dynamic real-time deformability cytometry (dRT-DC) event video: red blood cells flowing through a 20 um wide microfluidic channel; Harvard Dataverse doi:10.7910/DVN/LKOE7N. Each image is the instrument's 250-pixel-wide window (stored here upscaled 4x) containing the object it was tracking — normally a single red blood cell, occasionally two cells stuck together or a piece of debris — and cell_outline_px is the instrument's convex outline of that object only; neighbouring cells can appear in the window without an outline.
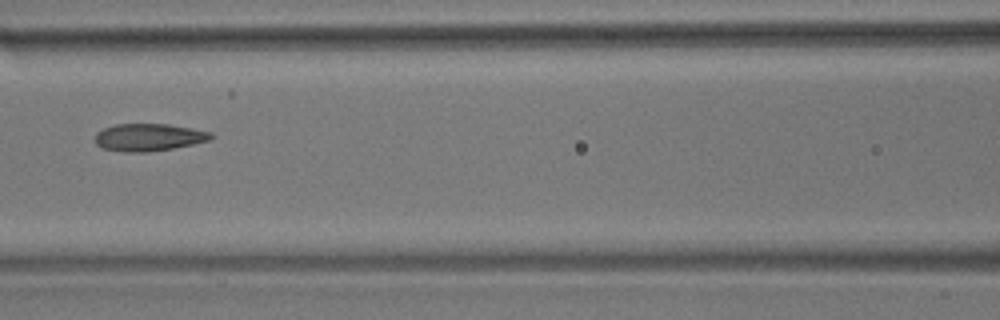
{"species": "common noctule bat (a hibernating species)", "species_latin": "Nyctalus noctula", "temperature_condition": "room temperature", "stored_images_in_passage": 7, "camera_frame_rate_fps": 3000, "um_per_image_px": 0.085, "animal": {"sex": "male", "body_mass_g": 17.9}, "frame": {"image": 1, "passage_image": 5, "time_ms": 1.333, "image_size_px": [1000, 320], "cell_outline_px": [[216, 136], [208, 140], [192, 144], [172, 148], [148, 152], [124, 152], [100, 148], [96, 144], [96, 132], [104, 128], [116, 124], [168, 124], [192, 128], [212, 132]], "centroid_in_image_um": [12.64, 11.67], "position_along_channel_um": 154.0, "area_um2": 18.55}}
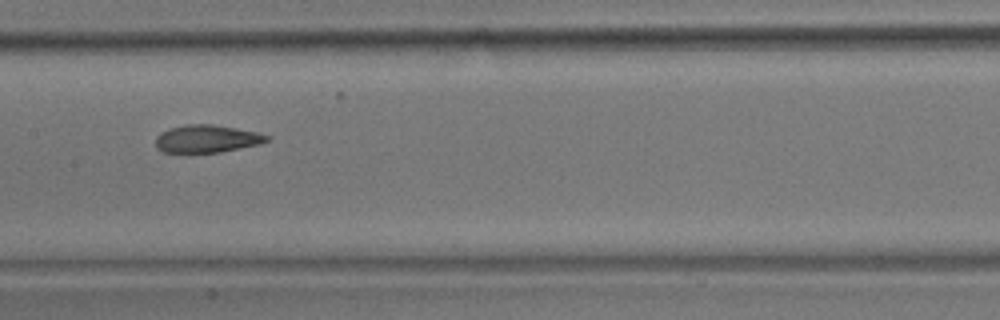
{"frame": {"image": 2, "passage_image": 6, "time_ms": 1.667, "image_size_px": [1000, 320], "cell_outline_px": [[272, 136], [268, 140], [260, 144], [220, 152], [164, 152], [156, 148], [156, 136], [160, 132], [172, 128], [188, 124], [212, 124], [236, 128], [256, 132]], "centroid_in_image_um": [17.59, 11.79], "position_along_channel_um": 189.8, "area_um2": 17.8}}